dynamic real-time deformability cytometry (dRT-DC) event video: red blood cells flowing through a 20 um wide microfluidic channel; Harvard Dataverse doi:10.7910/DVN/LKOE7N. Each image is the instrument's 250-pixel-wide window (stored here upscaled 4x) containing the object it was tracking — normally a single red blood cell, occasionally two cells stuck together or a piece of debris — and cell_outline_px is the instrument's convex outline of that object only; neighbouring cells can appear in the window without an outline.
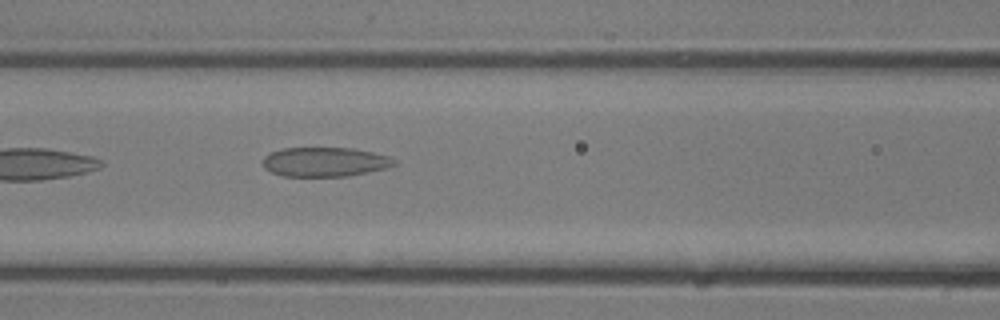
{"species": "common noctule bat (a hibernating species)", "species_latin": "Nyctalus noctula", "temperature_condition": "room temperature", "stored_images_in_passage": 23, "camera_frame_rate_fps": 3000, "um_per_image_px": 0.085, "animal": {"sex": "male", "body_mass_g": 13.3}, "frame": {"image": 1, "passage_image": 6, "time_ms": 1.667, "image_size_px": [1000, 320], "cell_outline_px": [[396, 164], [384, 168], [368, 172], [348, 176], [284, 176], [272, 172], [264, 168], [264, 156], [272, 152], [284, 148], [352, 148], [388, 156], [396, 160]], "centroid_in_image_um": [27.61, 13.76], "position_along_channel_um": 139.0, "area_um2": 22.2}}
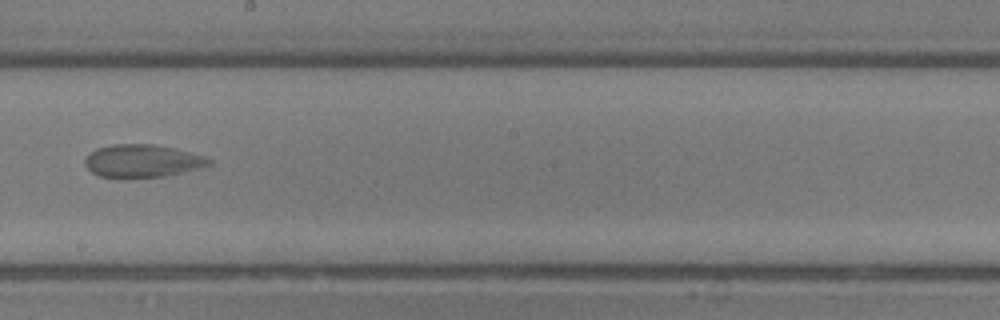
{"frame": {"image": 2, "passage_image": 11, "time_ms": 3.333, "image_size_px": [1000, 320], "cell_outline_px": [[212, 164], [164, 176], [128, 180], [120, 180], [100, 176], [92, 172], [84, 164], [84, 160], [96, 148], [112, 144], [152, 144], [172, 148], [204, 156], [212, 160]], "centroid_in_image_um": [12.03, 13.71], "position_along_channel_um": 236.2, "area_um2": 23.93}}
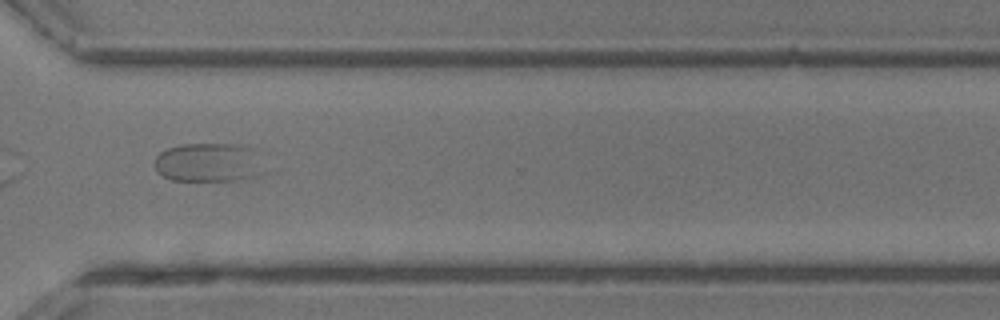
{"frame": {"image": 3, "passage_image": 17, "time_ms": 5.333, "image_size_px": [1000, 320], "cell_outline_px": [[256, 176], [240, 180], [172, 180], [156, 172], [156, 156], [160, 152], [168, 148], [180, 144], [236, 144], [256, 148]], "centroid_in_image_um": [17.62, 13.79], "position_along_channel_um": 353.0, "area_um2": 24.22}}